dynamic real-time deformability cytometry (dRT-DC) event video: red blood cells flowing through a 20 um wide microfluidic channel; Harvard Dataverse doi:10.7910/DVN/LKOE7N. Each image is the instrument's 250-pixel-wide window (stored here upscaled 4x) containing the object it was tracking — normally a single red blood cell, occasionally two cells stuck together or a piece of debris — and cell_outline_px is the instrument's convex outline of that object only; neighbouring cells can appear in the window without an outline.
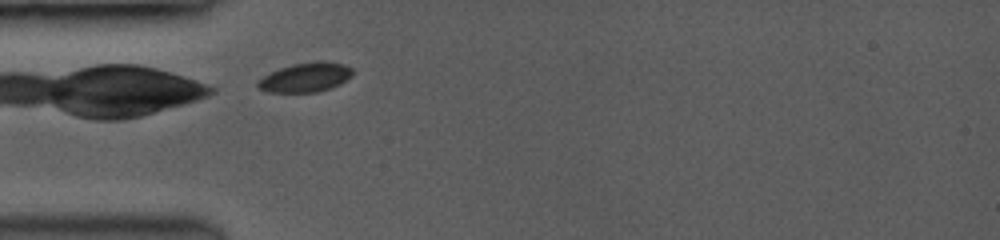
{"species": "common noctule bat (a hibernating species)", "species_latin": "Nyctalus noctula", "temperature_condition": "room temperature", "stored_images_in_passage": 8, "camera_frame_rate_fps": 3500, "um_per_image_px": 0.085, "animal": {"sex": "female", "body_mass_g": 19.0, "forearm_length_mm": 53.3}, "frame": {"image": 1, "passage_image": 1, "time_ms": 0.0, "image_size_px": [1000, 240], "cell_outline_px": [[352, 76], [328, 88], [316, 92], [268, 92], [260, 88], [256, 84], [264, 76], [280, 68], [292, 64], [320, 60], [324, 60], [344, 64], [352, 68]], "centroid_in_image_um": [25.98, 6.55], "position_along_channel_um": 59.0, "area_um2": 15.9}}
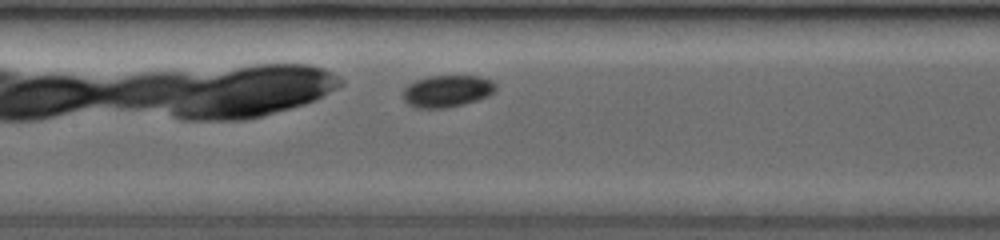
{"frame": {"image": 2, "passage_image": 7, "time_ms": 2.857, "image_size_px": [1000, 240], "cell_outline_px": [[496, 88], [488, 96], [476, 100], [444, 108], [420, 108], [404, 100], [404, 88], [408, 84], [416, 80], [428, 76], [480, 76], [492, 80], [496, 84]], "centroid_in_image_um": [38.02, 7.72], "position_along_channel_um": 169.4, "area_um2": 16.94}}